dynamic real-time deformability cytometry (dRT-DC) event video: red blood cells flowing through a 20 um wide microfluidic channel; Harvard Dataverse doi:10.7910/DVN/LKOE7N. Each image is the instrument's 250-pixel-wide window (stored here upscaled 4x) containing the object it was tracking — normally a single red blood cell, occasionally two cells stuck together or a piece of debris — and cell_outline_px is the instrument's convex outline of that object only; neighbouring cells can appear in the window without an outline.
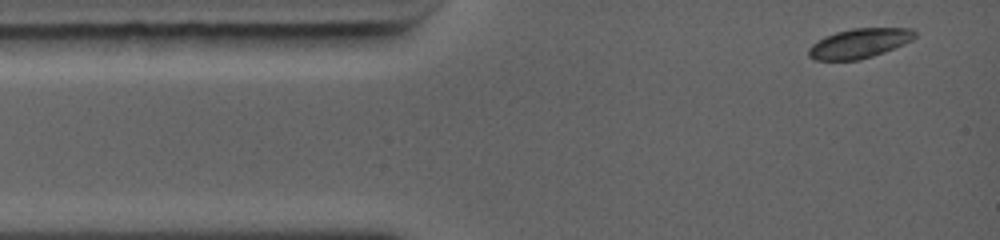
{"species": "common noctule bat (a hibernating species)", "species_latin": "Nyctalus noctula", "temperature_condition": "warm", "stored_images_in_passage": 13, "camera_frame_rate_fps": 5000, "um_per_image_px": 0.085, "animal": {"sex": "female", "body_mass_g": 19.0, "forearm_length_mm": 56.7}, "frame": {"image": 1, "passage_image": 1, "time_ms": 0.0, "image_size_px": [1000, 240], "cell_outline_px": [[916, 36], [912, 40], [904, 44], [884, 52], [860, 60], [816, 60], [808, 56], [808, 48], [812, 44], [824, 36], [836, 32], [852, 28], [912, 28], [916, 32]], "centroid_in_image_um": [73.04, 3.68], "position_along_channel_um": 12.0, "area_um2": 18.38}}
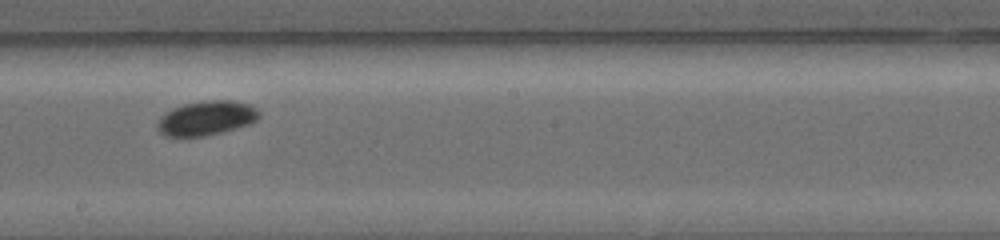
{"frame": {"image": 2, "passage_image": 8, "time_ms": 6.2, "image_size_px": [1000, 240], "cell_outline_px": [[260, 116], [256, 120], [232, 128], [192, 136], [172, 136], [164, 132], [156, 124], [160, 116], [164, 112], [172, 108], [184, 104], [204, 100], [232, 100], [252, 104], [260, 112]], "centroid_in_image_um": [17.55, 9.96], "position_along_channel_um": 230.7, "area_um2": 19.59}}
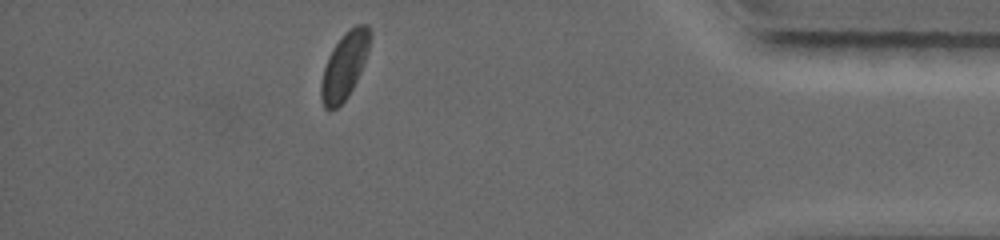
{"frame": {"image": 3, "passage_image": 13, "time_ms": 11.2, "image_size_px": [1000, 240], "cell_outline_px": [[372, 36], [368, 52], [364, 64], [348, 96], [336, 108], [328, 112], [324, 108], [320, 96], [320, 84], [324, 68], [328, 56], [332, 48], [344, 32], [356, 24], [368, 24], [372, 32]], "centroid_in_image_um": [29.29, 5.56], "position_along_channel_um": 405.9, "area_um2": 19.25}, "authors_computed_cell_mechanics": {"area_um2": 18.9584, "velocity_mm_per_s": 4.4095, "shape_relaxation_time_tau1_ms": 1.5915, "shape_relaxation_time_tau2_ms": null, "deformation_change_tau1": 0.0582, "deformation_change_tau2": null}}